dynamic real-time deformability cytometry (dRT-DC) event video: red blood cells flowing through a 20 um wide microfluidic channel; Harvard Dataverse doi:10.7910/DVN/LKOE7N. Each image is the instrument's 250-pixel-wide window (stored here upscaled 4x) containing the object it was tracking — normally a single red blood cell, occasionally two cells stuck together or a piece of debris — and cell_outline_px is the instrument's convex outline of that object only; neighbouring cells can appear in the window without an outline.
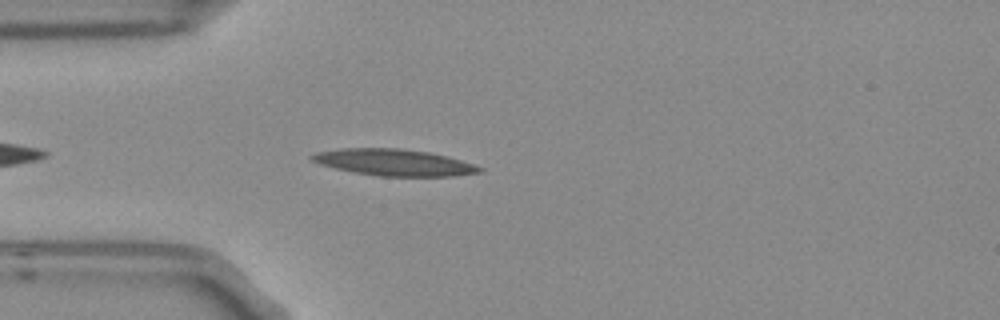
{"species": "Egyptian fruit bat (a non-hibernating species)", "species_latin": "Rousettus aegyptiacus", "temperature_condition": "room temperature", "stored_images_in_passage": 3, "camera_frame_rate_fps": 3000, "um_per_image_px": 0.085, "frame": {"image": 1, "passage_image": 3, "time_ms": 0.667, "image_size_px": [1000, 320], "cell_outline_px": [[484, 168], [480, 172], [452, 176], [380, 176], [356, 172], [336, 168], [320, 164], [312, 160], [308, 156], [316, 152], [344, 148], [400, 148], [428, 152], [448, 156]], "centroid_in_image_um": [33.48, 13.8], "position_along_channel_um": 51.5, "area_um2": 25.66}}